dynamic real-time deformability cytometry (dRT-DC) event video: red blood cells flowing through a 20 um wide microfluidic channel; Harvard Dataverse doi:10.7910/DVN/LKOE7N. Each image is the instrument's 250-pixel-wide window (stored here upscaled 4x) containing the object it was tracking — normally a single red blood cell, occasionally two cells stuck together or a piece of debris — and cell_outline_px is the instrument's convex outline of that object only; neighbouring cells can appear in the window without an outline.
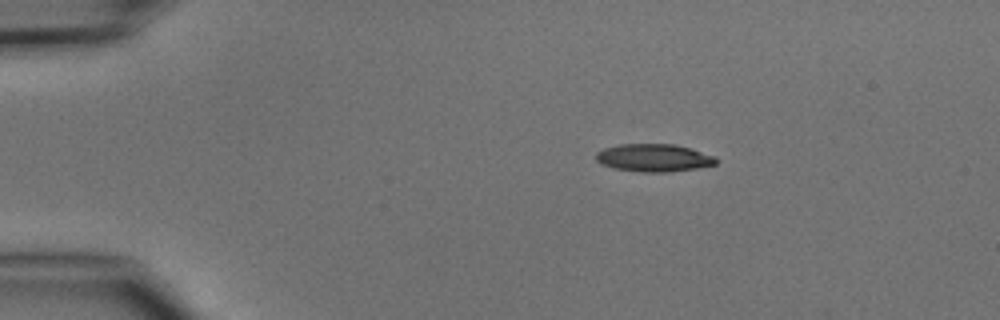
{"species": "common noctule bat (a hibernating species)", "species_latin": "Nyctalus noctula", "temperature_condition": "cold", "stored_images_in_passage": 4, "camera_frame_rate_fps": 3000, "um_per_image_px": 0.085, "animal": {"sex": "male", "body_mass_g": 15.6}, "frame": {"image": 1, "passage_image": 2, "time_ms": 1.0, "image_size_px": [1000, 320], "cell_outline_px": [[716, 164], [696, 168], [668, 172], [640, 172], [612, 168], [600, 164], [596, 160], [596, 152], [604, 148], [620, 144], [672, 144], [688, 148], [716, 156]], "centroid_in_image_um": [55.52, 13.42], "position_along_channel_um": 29.5, "area_um2": 19.36}}
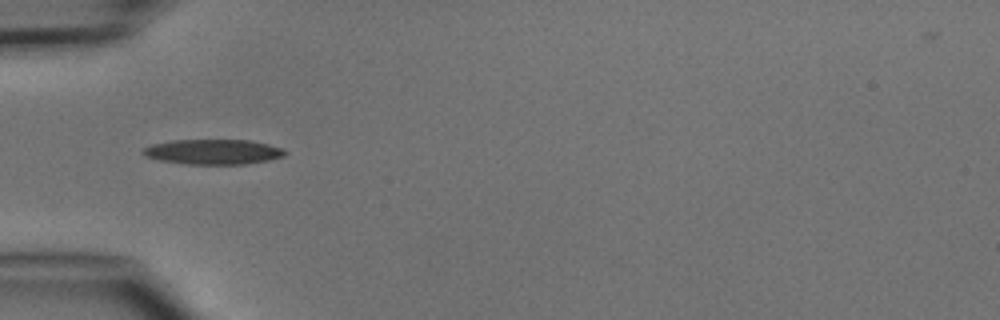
{"frame": {"image": 2, "passage_image": 4, "time_ms": 3.333, "image_size_px": [1000, 320], "cell_outline_px": [[288, 152], [284, 156], [268, 160], [244, 164], [184, 164], [160, 160], [144, 156], [140, 152], [144, 148], [152, 144], [172, 140], [252, 140], [284, 148]], "centroid_in_image_um": [18.13, 12.9], "position_along_channel_um": 66.9, "area_um2": 20.87}}